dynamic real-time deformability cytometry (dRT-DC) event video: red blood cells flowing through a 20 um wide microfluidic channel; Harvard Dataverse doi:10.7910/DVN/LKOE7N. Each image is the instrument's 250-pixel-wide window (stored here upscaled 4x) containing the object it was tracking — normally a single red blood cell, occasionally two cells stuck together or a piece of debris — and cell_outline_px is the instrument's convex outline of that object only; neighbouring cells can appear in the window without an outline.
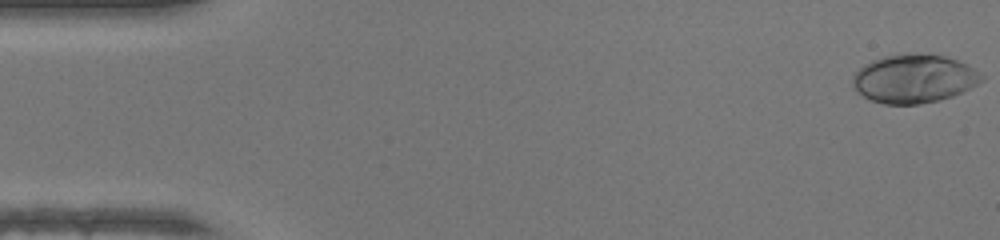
{"species": "human", "species_latin": "Homo sapiens", "temperature_condition": "warm", "stored_images_in_passage": 14, "camera_frame_rate_fps": 3000, "um_per_image_px": 0.085, "donor": {"sex": "female"}, "frame": {"image": 1, "passage_image": 1, "time_ms": 0.0, "image_size_px": [1000, 240], "cell_outline_px": [[984, 80], [952, 96], [940, 100], [920, 104], [884, 104], [872, 100], [856, 92], [852, 88], [852, 76], [864, 64], [872, 60], [884, 56], [908, 52], [916, 52], [944, 56], [968, 64], [984, 76]], "centroid_in_image_um": [77.66, 6.67], "position_along_channel_um": 7.3, "area_um2": 36.7}}
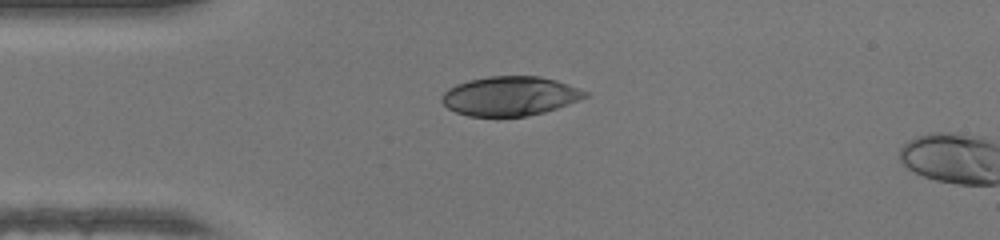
{"frame": {"image": 2, "passage_image": 12, "time_ms": 3.667, "image_size_px": [1000, 240], "cell_outline_px": [[588, 96], [568, 104], [544, 112], [528, 116], [468, 116], [456, 112], [448, 108], [440, 100], [440, 96], [448, 88], [456, 84], [468, 80], [488, 76], [540, 76], [556, 80], [568, 84], [588, 92]], "centroid_in_image_um": [43.32, 8.16], "position_along_channel_um": 41.7, "area_um2": 32.83}}